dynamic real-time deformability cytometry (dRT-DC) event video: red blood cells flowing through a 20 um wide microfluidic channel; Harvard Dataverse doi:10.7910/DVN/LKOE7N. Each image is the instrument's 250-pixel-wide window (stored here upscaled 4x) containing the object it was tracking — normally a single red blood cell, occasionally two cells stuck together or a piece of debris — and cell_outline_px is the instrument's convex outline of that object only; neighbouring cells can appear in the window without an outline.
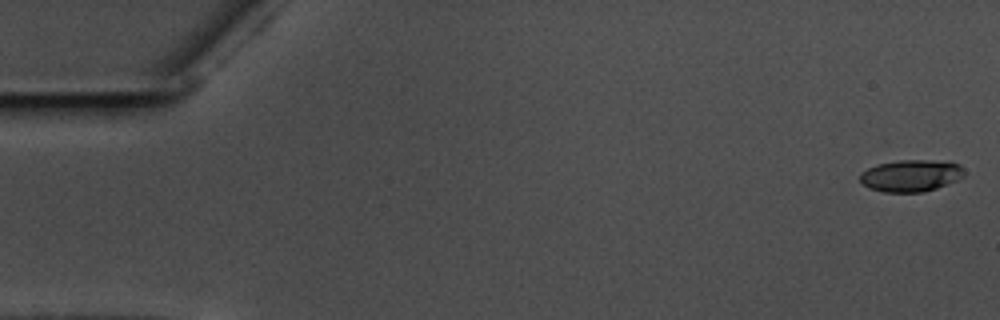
{"species": "common noctule bat (a hibernating species)", "species_latin": "Nyctalus noctula", "temperature_condition": "warm", "stored_images_in_passage": 57, "camera_frame_rate_fps": 3000, "um_per_image_px": 0.085, "animal": {"sex": "male", "body_mass_g": 17.5, "forearm_length_mm": 52.3}, "frame": {"image": 1, "passage_image": 1, "time_ms": 0.0, "image_size_px": [1000, 320], "cell_outline_px": [[964, 176], [948, 184], [924, 192], [884, 192], [868, 188], [860, 180], [860, 172], [876, 164], [900, 160], [952, 160], [960, 164], [964, 168]], "centroid_in_image_um": [77.47, 14.91], "position_along_channel_um": 7.5, "area_um2": 19.71}}
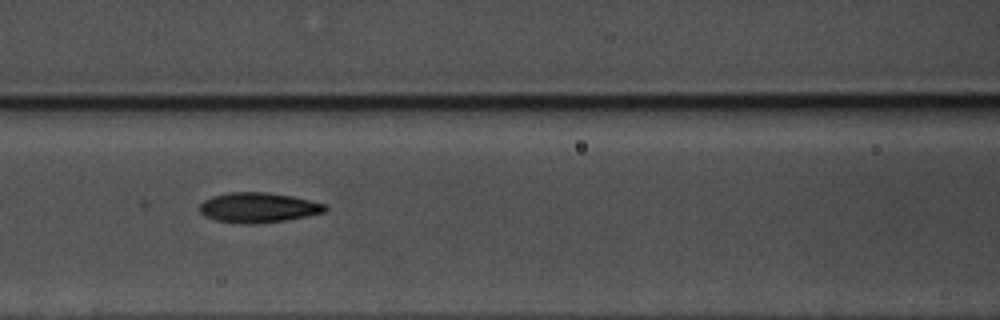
{"frame": {"image": 2, "passage_image": 25, "time_ms": 8.0, "image_size_px": [1000, 320], "cell_outline_px": [[328, 208], [324, 212], [284, 220], [252, 224], [248, 224], [216, 220], [204, 216], [200, 212], [200, 204], [204, 200], [212, 196], [228, 192], [268, 192], [292, 196], [324, 204]], "centroid_in_image_um": [21.91, 17.63], "position_along_channel_um": 144.7, "area_um2": 21.68}}
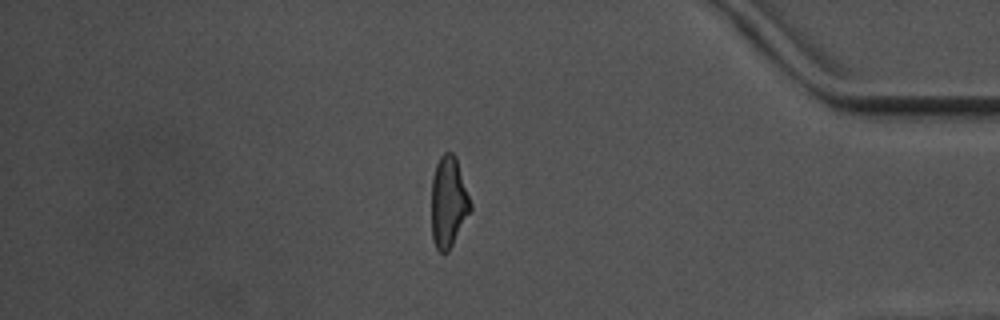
{"frame": {"image": 3, "passage_image": 49, "time_ms": 16.0, "image_size_px": [1000, 320], "cell_outline_px": [[472, 208], [448, 252], [440, 252], [436, 248], [432, 240], [432, 176], [436, 164], [440, 156], [444, 152], [452, 152], [456, 156], [472, 204]], "centroid_in_image_um": [38.12, 17.15], "position_along_channel_um": 397.1, "area_um2": 20.69}, "authors_computed_cell_mechanics": {"area_um2": 20.9236, "velocity_mm_per_s": 3.5719, "shape_relaxation_time_tau1_ms": null, "shape_relaxation_time_tau2_ms": 1.7855, "deformation_change_tau1": null, "deformation_change_tau2": 0.0927}}